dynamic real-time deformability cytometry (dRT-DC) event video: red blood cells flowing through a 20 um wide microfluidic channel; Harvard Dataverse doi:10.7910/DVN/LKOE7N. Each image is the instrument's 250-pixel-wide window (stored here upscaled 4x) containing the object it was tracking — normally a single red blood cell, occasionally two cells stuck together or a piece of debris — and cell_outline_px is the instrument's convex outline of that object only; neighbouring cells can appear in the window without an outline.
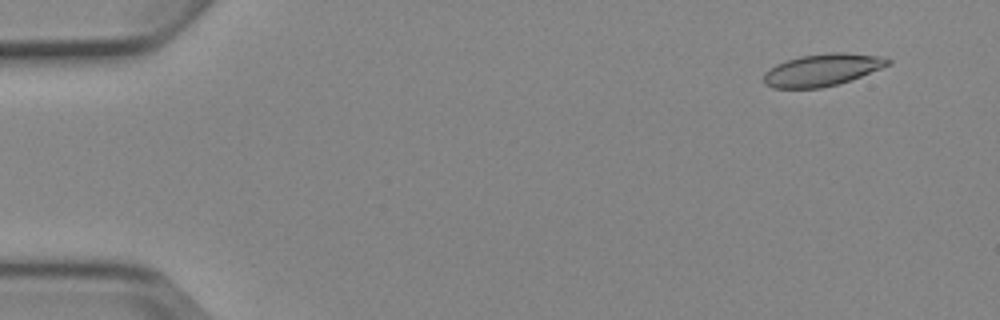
{"species": "Egyptian fruit bat (a non-hibernating species)", "species_latin": "Rousettus aegyptiacus", "temperature_condition": "cold", "stored_images_in_passage": 6, "camera_frame_rate_fps": 3000, "um_per_image_px": 0.085, "animal": {"sex": "female"}, "frame": {"image": 1, "passage_image": 1, "time_ms": 0.0, "image_size_px": [1000, 320], "cell_outline_px": [[892, 64], [840, 84], [820, 88], [772, 88], [764, 84], [764, 72], [776, 64], [800, 56], [832, 52], [844, 52], [880, 56], [892, 60]], "centroid_in_image_um": [69.9, 5.94], "position_along_channel_um": 15.1, "area_um2": 23.35}}
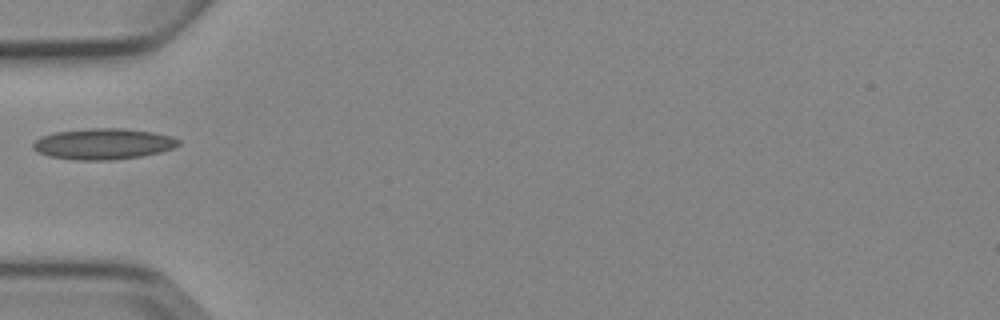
{"frame": {"image": 2, "passage_image": 5, "time_ms": 4.667, "image_size_px": [1000, 320], "cell_outline_px": [[180, 144], [172, 148], [160, 152], [144, 156], [116, 160], [72, 160], [48, 156], [32, 148], [32, 144], [40, 136], [56, 132], [92, 128], [124, 128], [152, 132], [172, 136], [180, 140]], "centroid_in_image_um": [8.79, 12.24], "position_along_channel_um": 76.2, "area_um2": 26.41}}
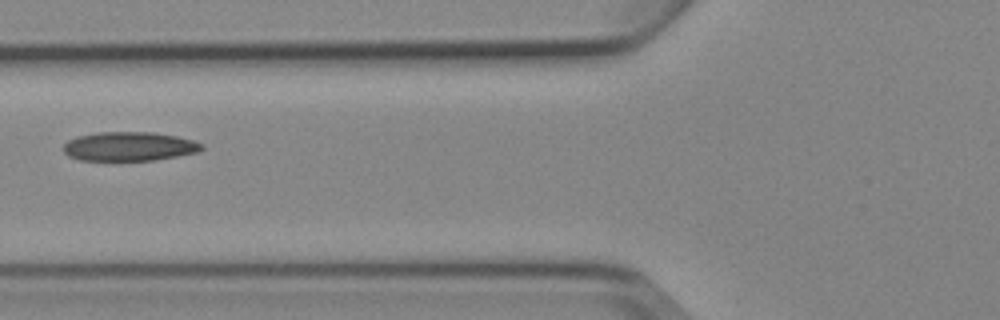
{"frame": {"image": 3, "passage_image": 6, "time_ms": 5.667, "image_size_px": [1000, 320], "cell_outline_px": [[204, 148], [200, 152], [152, 160], [80, 160], [68, 156], [64, 152], [64, 144], [68, 140], [76, 136], [96, 132], [152, 132], [176, 136], [192, 140], [204, 144]], "centroid_in_image_um": [10.98, 12.44], "position_along_channel_um": 114.8, "area_um2": 23.47}}